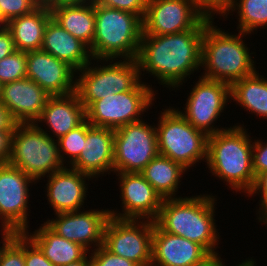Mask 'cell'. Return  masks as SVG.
I'll return each mask as SVG.
<instances>
[{
  "instance_id": "6da1fadb",
  "label": "cell",
  "mask_w": 267,
  "mask_h": 266,
  "mask_svg": "<svg viewBox=\"0 0 267 266\" xmlns=\"http://www.w3.org/2000/svg\"><path fill=\"white\" fill-rule=\"evenodd\" d=\"M204 30L191 29L159 36L142 35L136 57L140 76L146 73L153 75L160 85L169 90L180 88L186 83L187 77L189 79L191 74L201 69Z\"/></svg>"
},
{
  "instance_id": "7a4b0ae2",
  "label": "cell",
  "mask_w": 267,
  "mask_h": 266,
  "mask_svg": "<svg viewBox=\"0 0 267 266\" xmlns=\"http://www.w3.org/2000/svg\"><path fill=\"white\" fill-rule=\"evenodd\" d=\"M216 201L208 193L164 199L154 223L162 231L202 245L209 253L219 252L216 251L221 237L214 217Z\"/></svg>"
},
{
  "instance_id": "3957f363",
  "label": "cell",
  "mask_w": 267,
  "mask_h": 266,
  "mask_svg": "<svg viewBox=\"0 0 267 266\" xmlns=\"http://www.w3.org/2000/svg\"><path fill=\"white\" fill-rule=\"evenodd\" d=\"M243 124L208 136L207 167L229 189L246 194L255 182L252 162L253 140Z\"/></svg>"
},
{
  "instance_id": "277c9868",
  "label": "cell",
  "mask_w": 267,
  "mask_h": 266,
  "mask_svg": "<svg viewBox=\"0 0 267 266\" xmlns=\"http://www.w3.org/2000/svg\"><path fill=\"white\" fill-rule=\"evenodd\" d=\"M207 20L202 40L201 67L204 70L201 77L224 82L230 86L256 71L255 52L245 44L243 38L247 34L238 31L230 34ZM255 63V64H254Z\"/></svg>"
},
{
  "instance_id": "5b68a950",
  "label": "cell",
  "mask_w": 267,
  "mask_h": 266,
  "mask_svg": "<svg viewBox=\"0 0 267 266\" xmlns=\"http://www.w3.org/2000/svg\"><path fill=\"white\" fill-rule=\"evenodd\" d=\"M142 33L138 15L95 1V36L89 48L92 59H136Z\"/></svg>"
},
{
  "instance_id": "8992f818",
  "label": "cell",
  "mask_w": 267,
  "mask_h": 266,
  "mask_svg": "<svg viewBox=\"0 0 267 266\" xmlns=\"http://www.w3.org/2000/svg\"><path fill=\"white\" fill-rule=\"evenodd\" d=\"M92 60L76 71V75L79 76H76L75 92L85 110L97 100L115 93L134 90L142 82L136 59H97V66L93 64L95 59ZM100 63L103 66L99 65Z\"/></svg>"
},
{
  "instance_id": "52a82bcc",
  "label": "cell",
  "mask_w": 267,
  "mask_h": 266,
  "mask_svg": "<svg viewBox=\"0 0 267 266\" xmlns=\"http://www.w3.org/2000/svg\"><path fill=\"white\" fill-rule=\"evenodd\" d=\"M9 165L19 168L37 183L64 169L58 142L35 123L17 124L12 139Z\"/></svg>"
},
{
  "instance_id": "ba28073f",
  "label": "cell",
  "mask_w": 267,
  "mask_h": 266,
  "mask_svg": "<svg viewBox=\"0 0 267 266\" xmlns=\"http://www.w3.org/2000/svg\"><path fill=\"white\" fill-rule=\"evenodd\" d=\"M155 125L159 155L179 163L186 170L207 161L208 136L193 127L173 107H165ZM201 160V161H200Z\"/></svg>"
},
{
  "instance_id": "9c48e42d",
  "label": "cell",
  "mask_w": 267,
  "mask_h": 266,
  "mask_svg": "<svg viewBox=\"0 0 267 266\" xmlns=\"http://www.w3.org/2000/svg\"><path fill=\"white\" fill-rule=\"evenodd\" d=\"M147 84L142 81L134 90L108 95L93 102L85 110L86 120L92 126L114 130L142 120V114L152 108L158 94L152 89V84Z\"/></svg>"
},
{
  "instance_id": "30bf717a",
  "label": "cell",
  "mask_w": 267,
  "mask_h": 266,
  "mask_svg": "<svg viewBox=\"0 0 267 266\" xmlns=\"http://www.w3.org/2000/svg\"><path fill=\"white\" fill-rule=\"evenodd\" d=\"M145 121L115 129L113 173L141 172L159 155L155 124Z\"/></svg>"
},
{
  "instance_id": "8fae6325",
  "label": "cell",
  "mask_w": 267,
  "mask_h": 266,
  "mask_svg": "<svg viewBox=\"0 0 267 266\" xmlns=\"http://www.w3.org/2000/svg\"><path fill=\"white\" fill-rule=\"evenodd\" d=\"M154 221L110 216L104 229L103 246L138 266H151Z\"/></svg>"
},
{
  "instance_id": "7c38bea8",
  "label": "cell",
  "mask_w": 267,
  "mask_h": 266,
  "mask_svg": "<svg viewBox=\"0 0 267 266\" xmlns=\"http://www.w3.org/2000/svg\"><path fill=\"white\" fill-rule=\"evenodd\" d=\"M198 77V81L187 94L188 98L183 105L185 107L182 111L179 108L177 110L193 127L210 136L228 128L214 126L227 108L228 102H232L230 85Z\"/></svg>"
},
{
  "instance_id": "4fadbf2b",
  "label": "cell",
  "mask_w": 267,
  "mask_h": 266,
  "mask_svg": "<svg viewBox=\"0 0 267 266\" xmlns=\"http://www.w3.org/2000/svg\"><path fill=\"white\" fill-rule=\"evenodd\" d=\"M142 22V35L159 36L205 29L207 19L198 12L193 0H147Z\"/></svg>"
},
{
  "instance_id": "5bb4252c",
  "label": "cell",
  "mask_w": 267,
  "mask_h": 266,
  "mask_svg": "<svg viewBox=\"0 0 267 266\" xmlns=\"http://www.w3.org/2000/svg\"><path fill=\"white\" fill-rule=\"evenodd\" d=\"M36 183L19 168L0 165V223L15 233L29 229V187Z\"/></svg>"
},
{
  "instance_id": "9a60e30c",
  "label": "cell",
  "mask_w": 267,
  "mask_h": 266,
  "mask_svg": "<svg viewBox=\"0 0 267 266\" xmlns=\"http://www.w3.org/2000/svg\"><path fill=\"white\" fill-rule=\"evenodd\" d=\"M83 211L54 214L55 219L47 218L44 223L58 236L76 242L91 252L103 245L104 229L110 211L108 208Z\"/></svg>"
},
{
  "instance_id": "2e32d148",
  "label": "cell",
  "mask_w": 267,
  "mask_h": 266,
  "mask_svg": "<svg viewBox=\"0 0 267 266\" xmlns=\"http://www.w3.org/2000/svg\"><path fill=\"white\" fill-rule=\"evenodd\" d=\"M118 176L122 213L111 209L110 216L119 219H147L154 221L163 198L139 173H115Z\"/></svg>"
},
{
  "instance_id": "e0dca14e",
  "label": "cell",
  "mask_w": 267,
  "mask_h": 266,
  "mask_svg": "<svg viewBox=\"0 0 267 266\" xmlns=\"http://www.w3.org/2000/svg\"><path fill=\"white\" fill-rule=\"evenodd\" d=\"M26 69V78L36 82L51 96L75 92L76 71L47 52L28 51Z\"/></svg>"
},
{
  "instance_id": "ac0fdd59",
  "label": "cell",
  "mask_w": 267,
  "mask_h": 266,
  "mask_svg": "<svg viewBox=\"0 0 267 266\" xmlns=\"http://www.w3.org/2000/svg\"><path fill=\"white\" fill-rule=\"evenodd\" d=\"M115 130L86 120V139L79 157L69 166L93 179L113 172ZM111 172V173H110ZM102 174V175H101Z\"/></svg>"
},
{
  "instance_id": "d6986e66",
  "label": "cell",
  "mask_w": 267,
  "mask_h": 266,
  "mask_svg": "<svg viewBox=\"0 0 267 266\" xmlns=\"http://www.w3.org/2000/svg\"><path fill=\"white\" fill-rule=\"evenodd\" d=\"M48 177L47 184H45V192H47L45 196L55 214L84 209L88 195L86 194L88 193V182L91 179L94 180L92 177L69 166L53 172Z\"/></svg>"
},
{
  "instance_id": "ffe728a7",
  "label": "cell",
  "mask_w": 267,
  "mask_h": 266,
  "mask_svg": "<svg viewBox=\"0 0 267 266\" xmlns=\"http://www.w3.org/2000/svg\"><path fill=\"white\" fill-rule=\"evenodd\" d=\"M49 95L29 78L2 85L0 101L18 124L35 123L41 116Z\"/></svg>"
},
{
  "instance_id": "44dd1931",
  "label": "cell",
  "mask_w": 267,
  "mask_h": 266,
  "mask_svg": "<svg viewBox=\"0 0 267 266\" xmlns=\"http://www.w3.org/2000/svg\"><path fill=\"white\" fill-rule=\"evenodd\" d=\"M208 254L202 245L162 231L154 223L151 266H195Z\"/></svg>"
},
{
  "instance_id": "7402d4cb",
  "label": "cell",
  "mask_w": 267,
  "mask_h": 266,
  "mask_svg": "<svg viewBox=\"0 0 267 266\" xmlns=\"http://www.w3.org/2000/svg\"><path fill=\"white\" fill-rule=\"evenodd\" d=\"M85 120V107L80 102L78 94L73 92L68 95L50 96L42 110L40 118L35 124L43 127L42 123H45L46 125L44 127L47 126L49 131L46 128L43 131L52 138L55 137L57 140L77 128Z\"/></svg>"
},
{
  "instance_id": "603a6c76",
  "label": "cell",
  "mask_w": 267,
  "mask_h": 266,
  "mask_svg": "<svg viewBox=\"0 0 267 266\" xmlns=\"http://www.w3.org/2000/svg\"><path fill=\"white\" fill-rule=\"evenodd\" d=\"M41 50L66 62L75 71L81 70L92 60L89 48L52 17L46 24Z\"/></svg>"
},
{
  "instance_id": "cb8c5ba5",
  "label": "cell",
  "mask_w": 267,
  "mask_h": 266,
  "mask_svg": "<svg viewBox=\"0 0 267 266\" xmlns=\"http://www.w3.org/2000/svg\"><path fill=\"white\" fill-rule=\"evenodd\" d=\"M51 17L50 7L40 5L33 12L8 21L5 26L11 32L16 50H41L44 30Z\"/></svg>"
},
{
  "instance_id": "d4e9b609",
  "label": "cell",
  "mask_w": 267,
  "mask_h": 266,
  "mask_svg": "<svg viewBox=\"0 0 267 266\" xmlns=\"http://www.w3.org/2000/svg\"><path fill=\"white\" fill-rule=\"evenodd\" d=\"M24 233L54 266L68 265L89 256V251L82 245L58 236L45 223L41 224L33 233H30L29 230Z\"/></svg>"
},
{
  "instance_id": "484cf974",
  "label": "cell",
  "mask_w": 267,
  "mask_h": 266,
  "mask_svg": "<svg viewBox=\"0 0 267 266\" xmlns=\"http://www.w3.org/2000/svg\"><path fill=\"white\" fill-rule=\"evenodd\" d=\"M52 18L75 38L91 47L95 36V2L50 5Z\"/></svg>"
},
{
  "instance_id": "4316f807",
  "label": "cell",
  "mask_w": 267,
  "mask_h": 266,
  "mask_svg": "<svg viewBox=\"0 0 267 266\" xmlns=\"http://www.w3.org/2000/svg\"><path fill=\"white\" fill-rule=\"evenodd\" d=\"M187 170L180 165L162 155L153 158L147 166L139 172L161 195L163 199L176 198V192L181 185ZM183 175V176H182Z\"/></svg>"
},
{
  "instance_id": "83f0119b",
  "label": "cell",
  "mask_w": 267,
  "mask_h": 266,
  "mask_svg": "<svg viewBox=\"0 0 267 266\" xmlns=\"http://www.w3.org/2000/svg\"><path fill=\"white\" fill-rule=\"evenodd\" d=\"M257 70L230 86V97L250 114L267 119V78Z\"/></svg>"
},
{
  "instance_id": "f1b7e54d",
  "label": "cell",
  "mask_w": 267,
  "mask_h": 266,
  "mask_svg": "<svg viewBox=\"0 0 267 266\" xmlns=\"http://www.w3.org/2000/svg\"><path fill=\"white\" fill-rule=\"evenodd\" d=\"M238 11V31L257 33L258 28L267 27V0H235L230 13ZM265 26V27H264Z\"/></svg>"
},
{
  "instance_id": "f546056e",
  "label": "cell",
  "mask_w": 267,
  "mask_h": 266,
  "mask_svg": "<svg viewBox=\"0 0 267 266\" xmlns=\"http://www.w3.org/2000/svg\"><path fill=\"white\" fill-rule=\"evenodd\" d=\"M85 139L86 120L77 128L57 139L60 158L64 165L70 166L79 157L82 152Z\"/></svg>"
},
{
  "instance_id": "4dcf8cb0",
  "label": "cell",
  "mask_w": 267,
  "mask_h": 266,
  "mask_svg": "<svg viewBox=\"0 0 267 266\" xmlns=\"http://www.w3.org/2000/svg\"><path fill=\"white\" fill-rule=\"evenodd\" d=\"M27 52L15 51L0 60V82L2 84L18 81L27 76Z\"/></svg>"
},
{
  "instance_id": "1f68e13d",
  "label": "cell",
  "mask_w": 267,
  "mask_h": 266,
  "mask_svg": "<svg viewBox=\"0 0 267 266\" xmlns=\"http://www.w3.org/2000/svg\"><path fill=\"white\" fill-rule=\"evenodd\" d=\"M0 266H26L25 233H15L0 251Z\"/></svg>"
},
{
  "instance_id": "d6a6232c",
  "label": "cell",
  "mask_w": 267,
  "mask_h": 266,
  "mask_svg": "<svg viewBox=\"0 0 267 266\" xmlns=\"http://www.w3.org/2000/svg\"><path fill=\"white\" fill-rule=\"evenodd\" d=\"M36 0H0V25L11 19L29 14L38 8Z\"/></svg>"
},
{
  "instance_id": "836d02e7",
  "label": "cell",
  "mask_w": 267,
  "mask_h": 266,
  "mask_svg": "<svg viewBox=\"0 0 267 266\" xmlns=\"http://www.w3.org/2000/svg\"><path fill=\"white\" fill-rule=\"evenodd\" d=\"M193 2L205 19L214 21V16L217 14L225 19L228 18L235 0H193Z\"/></svg>"
},
{
  "instance_id": "e575fe53",
  "label": "cell",
  "mask_w": 267,
  "mask_h": 266,
  "mask_svg": "<svg viewBox=\"0 0 267 266\" xmlns=\"http://www.w3.org/2000/svg\"><path fill=\"white\" fill-rule=\"evenodd\" d=\"M89 256L91 258V266H138L131 260L111 253L103 245L91 253L89 252Z\"/></svg>"
},
{
  "instance_id": "d590c367",
  "label": "cell",
  "mask_w": 267,
  "mask_h": 266,
  "mask_svg": "<svg viewBox=\"0 0 267 266\" xmlns=\"http://www.w3.org/2000/svg\"><path fill=\"white\" fill-rule=\"evenodd\" d=\"M96 2L102 6L134 13L142 20L146 13L147 0H96Z\"/></svg>"
},
{
  "instance_id": "8d00e7d4",
  "label": "cell",
  "mask_w": 267,
  "mask_h": 266,
  "mask_svg": "<svg viewBox=\"0 0 267 266\" xmlns=\"http://www.w3.org/2000/svg\"><path fill=\"white\" fill-rule=\"evenodd\" d=\"M25 264L26 266H54L25 234Z\"/></svg>"
},
{
  "instance_id": "74e56055",
  "label": "cell",
  "mask_w": 267,
  "mask_h": 266,
  "mask_svg": "<svg viewBox=\"0 0 267 266\" xmlns=\"http://www.w3.org/2000/svg\"><path fill=\"white\" fill-rule=\"evenodd\" d=\"M252 162L255 177L267 171V140L256 139L253 142Z\"/></svg>"
},
{
  "instance_id": "f35d334b",
  "label": "cell",
  "mask_w": 267,
  "mask_h": 266,
  "mask_svg": "<svg viewBox=\"0 0 267 266\" xmlns=\"http://www.w3.org/2000/svg\"><path fill=\"white\" fill-rule=\"evenodd\" d=\"M15 130H0V165L8 164Z\"/></svg>"
},
{
  "instance_id": "ab89813d",
  "label": "cell",
  "mask_w": 267,
  "mask_h": 266,
  "mask_svg": "<svg viewBox=\"0 0 267 266\" xmlns=\"http://www.w3.org/2000/svg\"><path fill=\"white\" fill-rule=\"evenodd\" d=\"M16 51L11 32L5 25H0V60Z\"/></svg>"
},
{
  "instance_id": "60d3db41",
  "label": "cell",
  "mask_w": 267,
  "mask_h": 266,
  "mask_svg": "<svg viewBox=\"0 0 267 266\" xmlns=\"http://www.w3.org/2000/svg\"><path fill=\"white\" fill-rule=\"evenodd\" d=\"M260 197H267V171L258 174L255 177V182L252 189L247 193V196L257 195Z\"/></svg>"
},
{
  "instance_id": "b9f144b4",
  "label": "cell",
  "mask_w": 267,
  "mask_h": 266,
  "mask_svg": "<svg viewBox=\"0 0 267 266\" xmlns=\"http://www.w3.org/2000/svg\"><path fill=\"white\" fill-rule=\"evenodd\" d=\"M17 124L10 111L0 101V130H15Z\"/></svg>"
},
{
  "instance_id": "7bdbcfd3",
  "label": "cell",
  "mask_w": 267,
  "mask_h": 266,
  "mask_svg": "<svg viewBox=\"0 0 267 266\" xmlns=\"http://www.w3.org/2000/svg\"><path fill=\"white\" fill-rule=\"evenodd\" d=\"M222 260L218 252L210 253L195 266H226Z\"/></svg>"
},
{
  "instance_id": "ee69618b",
  "label": "cell",
  "mask_w": 267,
  "mask_h": 266,
  "mask_svg": "<svg viewBox=\"0 0 267 266\" xmlns=\"http://www.w3.org/2000/svg\"><path fill=\"white\" fill-rule=\"evenodd\" d=\"M258 212V214H257ZM256 215H258L257 219L259 222H263L264 225L267 224V197H261L259 200V209L256 211ZM267 227V225H266Z\"/></svg>"
},
{
  "instance_id": "f6af8a7d",
  "label": "cell",
  "mask_w": 267,
  "mask_h": 266,
  "mask_svg": "<svg viewBox=\"0 0 267 266\" xmlns=\"http://www.w3.org/2000/svg\"><path fill=\"white\" fill-rule=\"evenodd\" d=\"M1 242L0 244L2 243V246H0V251L1 249L3 248V245L15 234V232L12 230V229H9L5 226H1Z\"/></svg>"
},
{
  "instance_id": "bcb514c9",
  "label": "cell",
  "mask_w": 267,
  "mask_h": 266,
  "mask_svg": "<svg viewBox=\"0 0 267 266\" xmlns=\"http://www.w3.org/2000/svg\"><path fill=\"white\" fill-rule=\"evenodd\" d=\"M96 0H55L51 5H62V4H87L93 3Z\"/></svg>"
},
{
  "instance_id": "7dc6e473",
  "label": "cell",
  "mask_w": 267,
  "mask_h": 266,
  "mask_svg": "<svg viewBox=\"0 0 267 266\" xmlns=\"http://www.w3.org/2000/svg\"><path fill=\"white\" fill-rule=\"evenodd\" d=\"M64 266H91V258H90V256H87L84 260L70 263V264L64 265Z\"/></svg>"
},
{
  "instance_id": "c3c4849f",
  "label": "cell",
  "mask_w": 267,
  "mask_h": 266,
  "mask_svg": "<svg viewBox=\"0 0 267 266\" xmlns=\"http://www.w3.org/2000/svg\"><path fill=\"white\" fill-rule=\"evenodd\" d=\"M236 266H256V261L255 259L253 260V258H250L248 257V259H246L245 261L243 260L241 262V264H237Z\"/></svg>"
},
{
  "instance_id": "681fc988",
  "label": "cell",
  "mask_w": 267,
  "mask_h": 266,
  "mask_svg": "<svg viewBox=\"0 0 267 266\" xmlns=\"http://www.w3.org/2000/svg\"><path fill=\"white\" fill-rule=\"evenodd\" d=\"M40 5L50 6L55 0H36Z\"/></svg>"
},
{
  "instance_id": "f907efd6",
  "label": "cell",
  "mask_w": 267,
  "mask_h": 266,
  "mask_svg": "<svg viewBox=\"0 0 267 266\" xmlns=\"http://www.w3.org/2000/svg\"><path fill=\"white\" fill-rule=\"evenodd\" d=\"M2 83L0 82V96H1V91H2Z\"/></svg>"
}]
</instances>
